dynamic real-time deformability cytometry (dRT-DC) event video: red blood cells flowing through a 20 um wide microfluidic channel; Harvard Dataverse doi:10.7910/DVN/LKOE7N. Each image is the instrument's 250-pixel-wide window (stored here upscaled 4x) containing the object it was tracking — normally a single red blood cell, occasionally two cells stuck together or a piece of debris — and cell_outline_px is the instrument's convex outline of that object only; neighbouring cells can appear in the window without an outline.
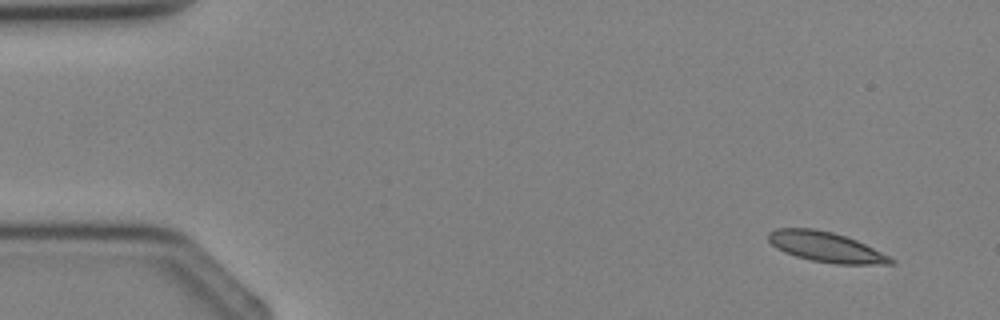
{"species": "Egyptian fruit bat (a non-hibernating species)", "species_latin": "Rousettus aegyptiacus", "temperature_condition": "cold", "stored_images_in_passage": 4, "segment_of_instrument_passage": [1, 2], "camera_frame_rate_fps": 3000, "um_per_image_px": 0.085, "animal": {"sex": "female"}, "frame": {"image": 1, "passage_image": 1, "time_ms": 0.0, "image_size_px": [1000, 320], "cell_outline_px": [[896, 264], [836, 264], [812, 260], [796, 256], [784, 252], [776, 248], [768, 240], [768, 232], [776, 228], [812, 228], [832, 232], [856, 240], [896, 260]], "centroid_in_image_um": [70.17, 20.99], "position_along_channel_um": 14.8, "area_um2": 21.27}}
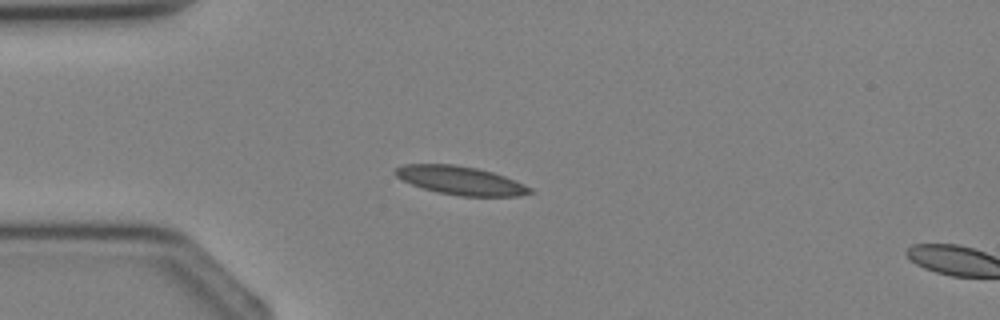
{"frame": {"image": 2, "passage_image": 3, "time_ms": 2.333, "image_size_px": [1000, 320], "cell_outline_px": [[536, 192], [520, 196], [460, 196], [440, 192], [424, 188], [412, 184], [396, 176], [392, 172], [396, 168], [404, 164], [452, 164], [476, 168], [492, 172], [504, 176], [524, 184], [532, 188]], "centroid_in_image_um": [39.18, 15.34], "position_along_channel_um": 45.8, "area_um2": 22.2}}